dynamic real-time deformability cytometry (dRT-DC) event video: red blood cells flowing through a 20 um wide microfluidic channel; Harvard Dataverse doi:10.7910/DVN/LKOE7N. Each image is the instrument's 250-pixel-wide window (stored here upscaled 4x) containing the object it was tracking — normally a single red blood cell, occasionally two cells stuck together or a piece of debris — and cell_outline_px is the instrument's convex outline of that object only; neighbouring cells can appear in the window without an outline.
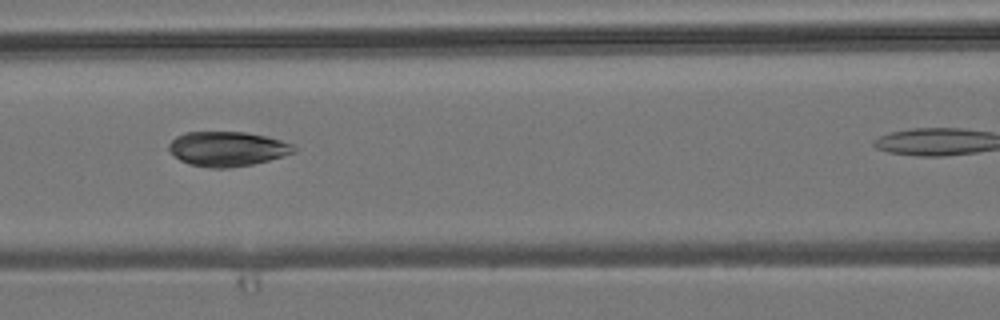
{"species": "common noctule bat (a hibernating species)", "species_latin": "Nyctalus noctula", "temperature_condition": "room temperature", "stored_images_in_passage": 5, "camera_frame_rate_fps": 3000, "um_per_image_px": 0.085, "animal": {"sex": "male", "body_mass_g": 19.2, "forearm_length_mm": 51.8}, "frame": {"image": 1, "passage_image": 4, "time_ms": 4.333, "image_size_px": [1000, 320], "cell_outline_px": [[296, 152], [284, 156], [252, 164], [228, 168], [208, 168], [188, 164], [180, 160], [168, 148], [168, 144], [176, 136], [184, 132], [244, 132], [268, 136], [292, 144], [296, 148]], "centroid_in_image_um": [19.33, 12.65], "position_along_channel_um": 147.3, "area_um2": 25.32}}